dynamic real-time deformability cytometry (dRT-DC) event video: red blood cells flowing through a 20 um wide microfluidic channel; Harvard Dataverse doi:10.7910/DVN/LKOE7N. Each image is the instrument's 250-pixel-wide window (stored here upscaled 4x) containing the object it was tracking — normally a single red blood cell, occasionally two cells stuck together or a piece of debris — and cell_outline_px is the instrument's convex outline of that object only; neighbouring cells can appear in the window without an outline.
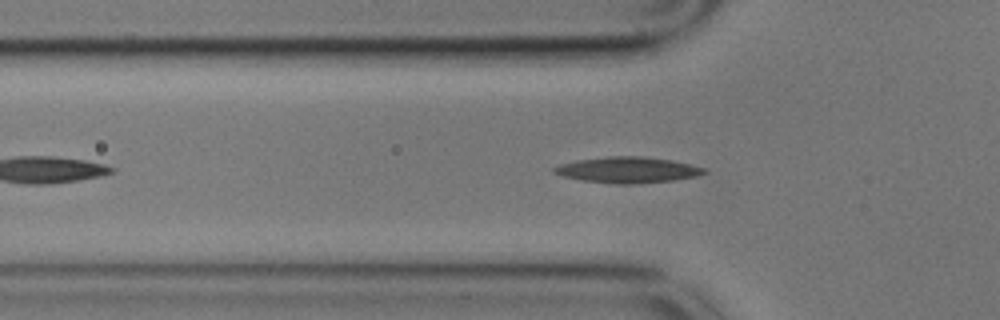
{"species": "common noctule bat (a hibernating species)", "species_latin": "Nyctalus noctula", "temperature_condition": "cold", "stored_images_in_passage": 49, "camera_frame_rate_fps": 3000, "um_per_image_px": 0.085, "animal": {"sex": "male", "body_mass_g": 17.9}, "frame": {"image": 1, "passage_image": 10, "time_ms": 3.0, "image_size_px": [1000, 320], "cell_outline_px": [[708, 172], [696, 176], [672, 180], [632, 184], [616, 184], [580, 180], [564, 176], [552, 172], [552, 168], [560, 164], [576, 160], [608, 156], [640, 156], [668, 160], [688, 164], [704, 168]], "centroid_in_image_um": [53.29, 14.44], "position_along_channel_um": 72.5, "area_um2": 22.43}}
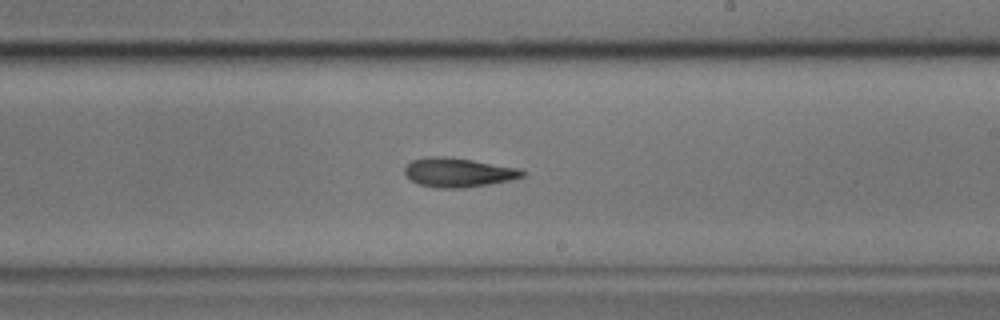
{"frame": {"image": 2, "passage_image": 25, "time_ms": 8.0, "image_size_px": [1000, 320], "cell_outline_px": [[524, 176], [512, 180], [464, 188], [440, 188], [420, 184], [412, 180], [404, 172], [404, 168], [412, 160], [428, 156], [444, 156], [472, 160], [520, 168], [524, 172]], "centroid_in_image_um": [38.97, 14.65], "position_along_channel_um": 250.0, "area_um2": 19.88}}
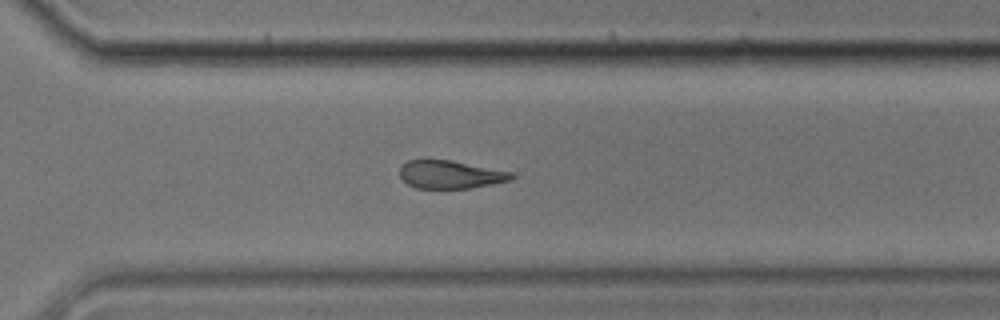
{"frame": {"image": 3, "passage_image": 32, "time_ms": 10.333, "image_size_px": [1000, 320], "cell_outline_px": [[516, 176], [512, 180], [472, 188], [416, 188], [408, 184], [400, 176], [400, 168], [408, 160], [452, 160], [512, 172]], "centroid_in_image_um": [38.32, 14.84], "position_along_channel_um": 332.3, "area_um2": 18.21}, "authors_computed_cell_mechanics": {"area_um2": 20.3456, "velocity_mm_per_s": 3.5396, "shape_relaxation_time_tau1_ms": 5.09, "shape_relaxation_time_tau2_ms": 7.6269, "deformation_change_tau1": 0.1401, "deformation_change_tau2": 0.1813}}